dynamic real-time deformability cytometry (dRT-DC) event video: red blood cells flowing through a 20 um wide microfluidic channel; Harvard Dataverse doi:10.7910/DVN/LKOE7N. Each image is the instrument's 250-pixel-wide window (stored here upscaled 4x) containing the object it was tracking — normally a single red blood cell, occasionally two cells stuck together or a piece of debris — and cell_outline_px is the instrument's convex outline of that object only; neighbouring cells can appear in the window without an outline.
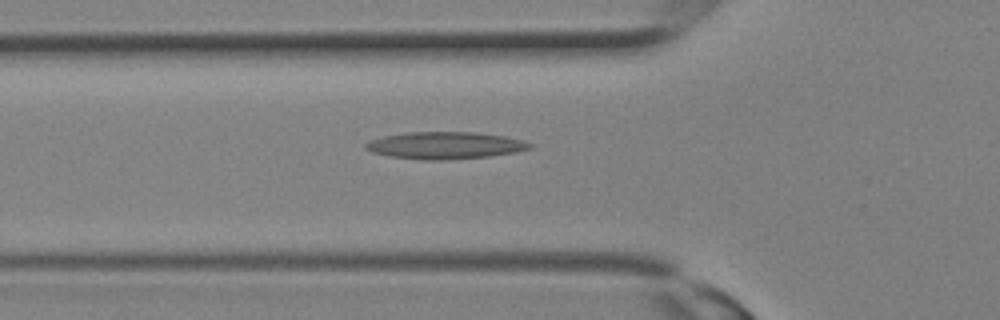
{"species": "Egyptian fruit bat (a non-hibernating species)", "species_latin": "Rousettus aegyptiacus", "temperature_condition": "room temperature", "stored_images_in_passage": 6, "camera_frame_rate_fps": 3000, "um_per_image_px": 0.085, "animal": {"sex": "female"}, "frame": {"image": 1, "passage_image": 2, "time_ms": 0.333, "image_size_px": [1000, 320], "cell_outline_px": [[532, 148], [516, 152], [492, 156], [440, 160], [424, 160], [388, 156], [372, 152], [364, 148], [364, 144], [372, 140], [384, 136], [404, 132], [476, 132], [504, 136], [524, 140], [532, 144]], "centroid_in_image_um": [37.84, 12.36], "position_along_channel_um": 88.0, "area_um2": 26.01}}
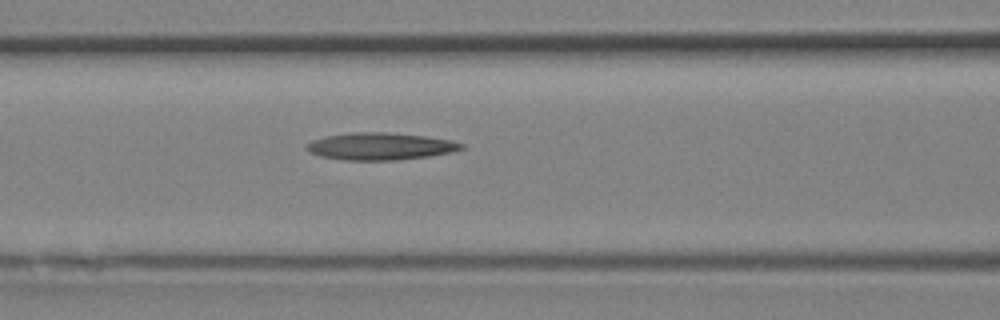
{"frame": {"image": 2, "passage_image": 4, "time_ms": 1.0, "image_size_px": [1000, 320], "cell_outline_px": [[464, 148], [452, 152], [428, 156], [396, 160], [344, 160], [320, 156], [304, 148], [312, 140], [324, 136], [356, 132], [384, 132], [424, 136], [452, 140], [464, 144]], "centroid_in_image_um": [32.33, 12.43], "position_along_channel_um": 134.3, "area_um2": 24.39}}
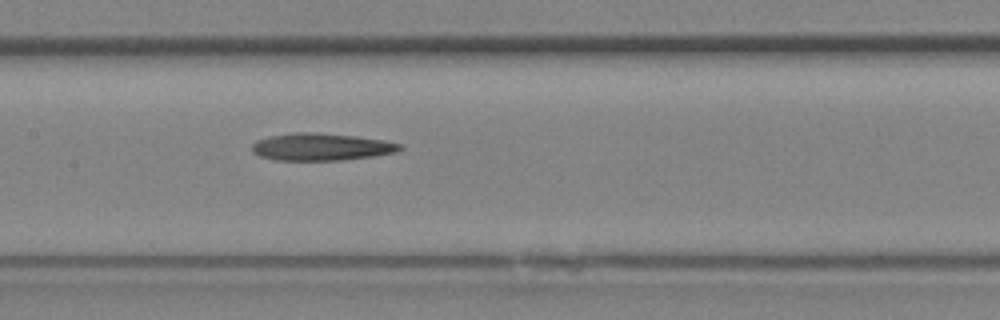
{"frame": {"image": 3, "passage_image": 6, "time_ms": 1.667, "image_size_px": [1000, 320], "cell_outline_px": [[404, 148], [396, 152], [372, 156], [340, 160], [276, 160], [260, 156], [252, 152], [252, 144], [256, 140], [268, 136], [296, 132], [316, 132], [356, 136], [384, 140], [404, 144]], "centroid_in_image_um": [27.31, 12.47], "position_along_channel_um": 180.1, "area_um2": 23.64}}